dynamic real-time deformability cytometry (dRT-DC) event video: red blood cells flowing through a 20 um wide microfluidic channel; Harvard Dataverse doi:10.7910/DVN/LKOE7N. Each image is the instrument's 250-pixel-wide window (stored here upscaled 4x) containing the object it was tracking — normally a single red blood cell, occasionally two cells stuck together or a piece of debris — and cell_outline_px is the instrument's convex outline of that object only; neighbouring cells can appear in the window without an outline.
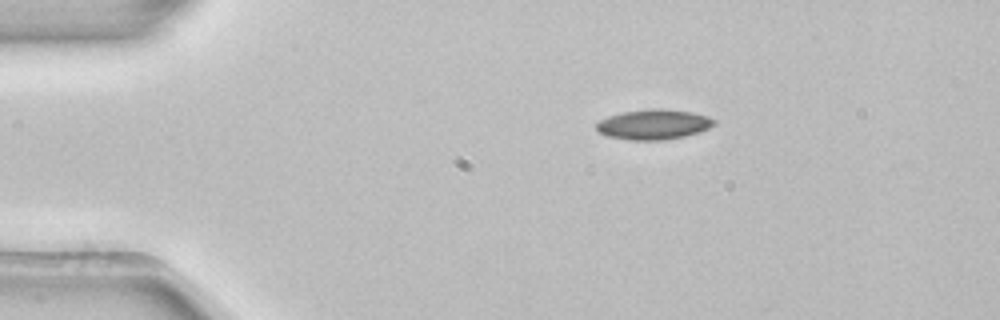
{"species": "common noctule bat (a hibernating species)", "species_latin": "Nyctalus noctula", "temperature_condition": "room temperature", "stored_images_in_passage": 1, "camera_frame_rate_fps": 3000, "um_per_image_px": 0.085, "animal": {"sex": "female", "body_mass_g": 22.7, "forearm_length_mm": 54.2}, "frame": {"image": 1, "passage_image": 1, "time_ms": 0.0, "image_size_px": [1000, 320], "cell_outline_px": [[716, 124], [708, 128], [684, 136], [664, 140], [628, 140], [608, 136], [596, 132], [596, 124], [600, 120], [608, 116], [624, 112], [652, 108], [660, 108], [692, 112], [708, 116], [716, 120]], "centroid_in_image_um": [55.54, 10.57], "position_along_channel_um": 29.5, "area_um2": 20.63}}